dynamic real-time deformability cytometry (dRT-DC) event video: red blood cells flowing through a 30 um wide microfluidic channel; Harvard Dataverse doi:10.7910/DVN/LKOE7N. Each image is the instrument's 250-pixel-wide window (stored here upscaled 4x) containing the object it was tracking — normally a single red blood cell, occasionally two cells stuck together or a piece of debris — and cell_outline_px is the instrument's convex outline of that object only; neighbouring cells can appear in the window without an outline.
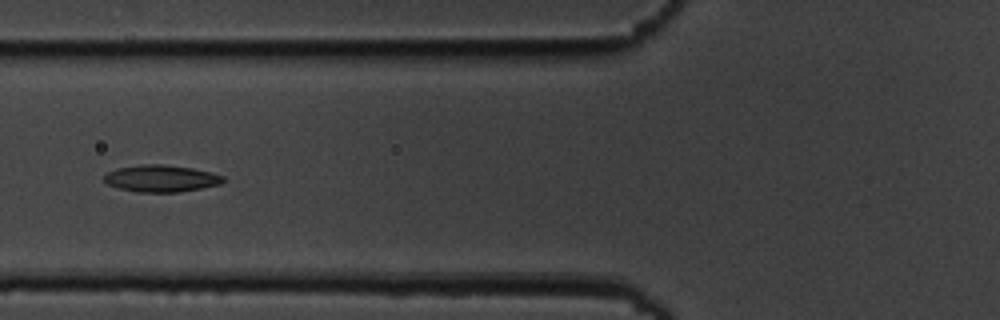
{"species": "common noctule bat (a hibernating species)", "species_latin": "Nyctalus noctula", "temperature_condition": "cold", "stored_images_in_passage": 8, "camera_frame_rate_fps": 3000, "um_per_image_px": 0.085, "animal": {"sex": "male", "body_mass_g": 19.5, "forearm_length_mm": 54.6}, "frame": {"image": 1, "passage_image": 6, "time_ms": 6.667, "image_size_px": [1000, 320], "cell_outline_px": [[224, 180], [220, 184], [180, 192], [136, 192], [120, 188], [108, 184], [104, 180], [104, 176], [108, 172], [116, 168], [140, 164], [164, 164], [192, 168], [224, 176]], "centroid_in_image_um": [13.67, 15.16], "position_along_channel_um": 112.1, "area_um2": 18.55}}
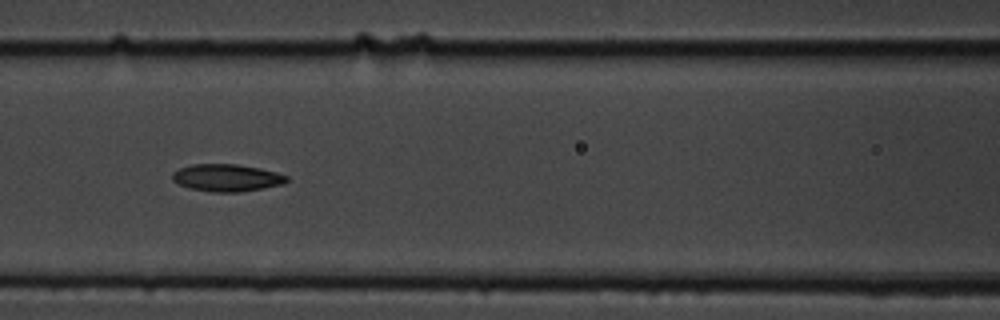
{"frame": {"image": 2, "passage_image": 7, "time_ms": 7.667, "image_size_px": [1000, 320], "cell_outline_px": [[288, 180], [284, 184], [264, 188], [240, 192], [212, 192], [192, 188], [180, 184], [172, 180], [172, 172], [180, 168], [192, 164], [236, 164], [260, 168], [276, 172], [288, 176]], "centroid_in_image_um": [19.3, 15.11], "position_along_channel_um": 147.3, "area_um2": 18.15}}
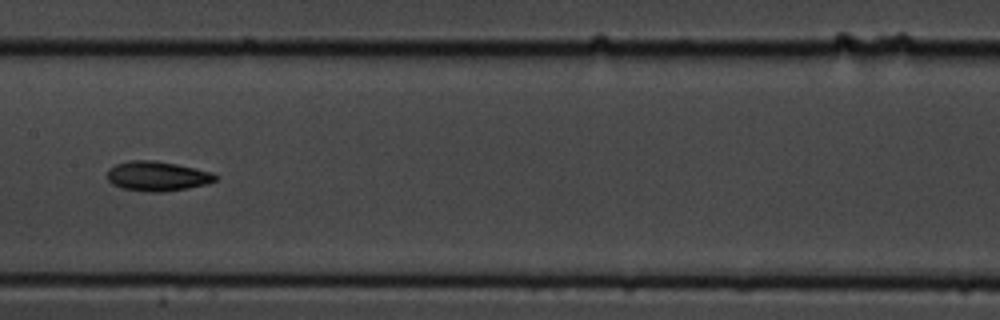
{"frame": {"image": 3, "passage_image": 8, "time_ms": 9.0, "image_size_px": [1000, 320], "cell_outline_px": [[220, 176], [216, 180], [208, 184], [188, 188], [164, 192], [148, 192], [124, 188], [112, 184], [108, 180], [108, 168], [116, 164], [132, 160], [156, 160], [196, 168], [212, 172]], "centroid_in_image_um": [13.41, 14.97], "position_along_channel_um": 194.0, "area_um2": 18.84}}